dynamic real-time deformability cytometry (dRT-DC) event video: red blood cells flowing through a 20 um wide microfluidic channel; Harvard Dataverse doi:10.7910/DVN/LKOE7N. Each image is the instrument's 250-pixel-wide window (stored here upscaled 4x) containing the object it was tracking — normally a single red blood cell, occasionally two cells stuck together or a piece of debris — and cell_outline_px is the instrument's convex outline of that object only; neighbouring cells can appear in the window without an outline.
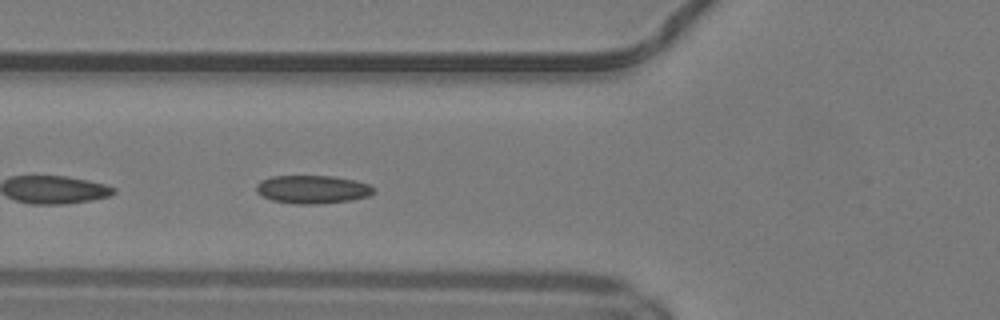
{"species": "common noctule bat (a hibernating species)", "species_latin": "Nyctalus noctula", "temperature_condition": "warm", "stored_images_in_passage": 38, "camera_frame_rate_fps": 3000, "um_per_image_px": 0.085, "animal": {"sex": "male", "body_mass_g": 19.2, "forearm_length_mm": 51.8}, "frame": {"image": 1, "passage_image": 15, "time_ms": 4.667, "image_size_px": [1000, 320], "cell_outline_px": [[376, 188], [368, 196], [348, 200], [320, 204], [296, 204], [272, 200], [256, 192], [256, 184], [260, 180], [272, 176], [332, 176], [356, 180], [368, 184]], "centroid_in_image_um": [26.54, 16.09], "position_along_channel_um": 99.3, "area_um2": 19.25}}
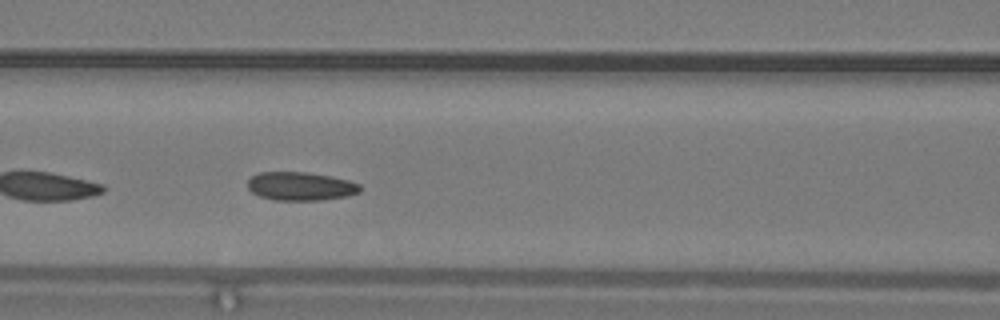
{"frame": {"image": 2, "passage_image": 18, "time_ms": 5.667, "image_size_px": [1000, 320], "cell_outline_px": [[360, 192], [348, 196], [320, 200], [276, 200], [260, 196], [252, 192], [248, 188], [248, 180], [252, 176], [260, 172], [304, 172], [332, 176], [348, 180], [360, 184]], "centroid_in_image_um": [25.56, 15.83], "position_along_channel_um": 141.0, "area_um2": 18.61}}
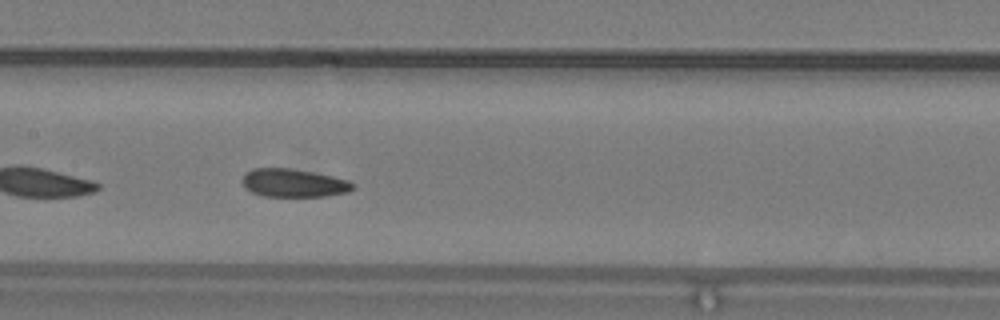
{"frame": {"image": 3, "passage_image": 21, "time_ms": 6.667, "image_size_px": [1000, 320], "cell_outline_px": [[356, 184], [348, 192], [328, 196], [264, 196], [252, 192], [244, 188], [244, 176], [252, 168], [288, 168], [312, 172], [332, 176], [348, 180]], "centroid_in_image_um": [24.99, 15.56], "position_along_channel_um": 182.4, "area_um2": 17.98}, "authors_computed_cell_mechanics": {"area_um2": 19.1029, "velocity_mm_per_s": 4.1511, "shape_relaxation_time_tau1_ms": 10.721, "shape_relaxation_time_tau2_ms": 2.0425, "deformation_change_tau1": 0.1315, "deformation_change_tau2": 0.0824}}